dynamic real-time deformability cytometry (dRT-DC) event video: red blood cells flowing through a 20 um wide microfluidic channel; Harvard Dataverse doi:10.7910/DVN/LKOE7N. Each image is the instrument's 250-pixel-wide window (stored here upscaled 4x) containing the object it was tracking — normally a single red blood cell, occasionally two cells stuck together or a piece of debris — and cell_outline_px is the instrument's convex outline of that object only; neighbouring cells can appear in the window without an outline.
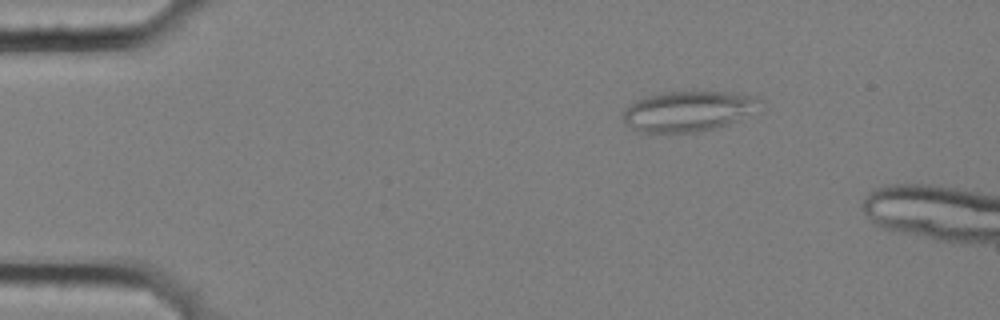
{"species": "common noctule bat (a hibernating species)", "species_latin": "Nyctalus noctula", "temperature_condition": "cold", "stored_images_in_passage": 12, "camera_frame_rate_fps": 3000, "um_per_image_px": 0.085, "animal": {"sex": "female", "body_mass_g": 25.1}, "frame": {"image": 1, "passage_image": 1, "time_ms": 0.0, "image_size_px": [1000, 320], "cell_outline_px": [[764, 112], [716, 128], [696, 132], [640, 132], [632, 128], [624, 120], [624, 112], [636, 100], [644, 96], [660, 92], [736, 92], [756, 96], [760, 100]], "centroid_in_image_um": [58.66, 9.44], "position_along_channel_um": 26.3, "area_um2": 32.77}}
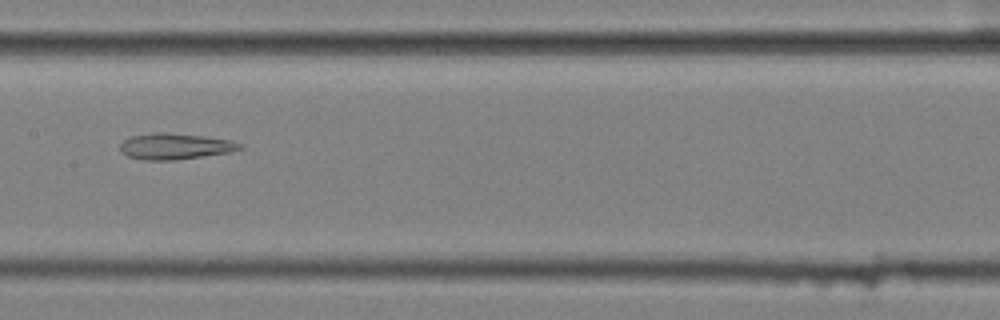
{"frame": {"image": 2, "passage_image": 6, "time_ms": 1.667, "image_size_px": [1000, 320], "cell_outline_px": [[244, 148], [232, 152], [176, 160], [144, 160], [128, 156], [120, 152], [120, 144], [124, 140], [132, 136], [156, 132], [164, 132], [204, 136], [232, 140], [240, 144]], "centroid_in_image_um": [14.9, 12.44], "position_along_channel_um": 192.5, "area_um2": 18.26}}
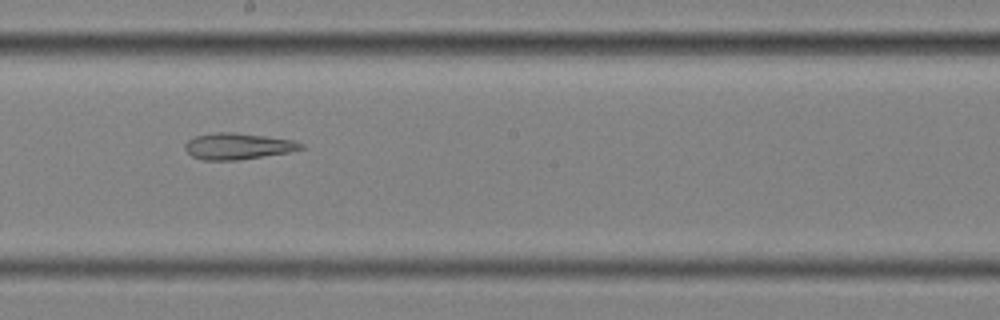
{"frame": {"image": 3, "passage_image": 7, "time_ms": 2.0, "image_size_px": [1000, 320], "cell_outline_px": [[304, 148], [288, 152], [236, 160], [204, 160], [192, 156], [184, 148], [184, 144], [188, 140], [196, 136], [216, 132], [236, 132], [292, 140], [304, 144]], "centroid_in_image_um": [20.19, 12.42], "position_along_channel_um": 228.0, "area_um2": 17.57}}